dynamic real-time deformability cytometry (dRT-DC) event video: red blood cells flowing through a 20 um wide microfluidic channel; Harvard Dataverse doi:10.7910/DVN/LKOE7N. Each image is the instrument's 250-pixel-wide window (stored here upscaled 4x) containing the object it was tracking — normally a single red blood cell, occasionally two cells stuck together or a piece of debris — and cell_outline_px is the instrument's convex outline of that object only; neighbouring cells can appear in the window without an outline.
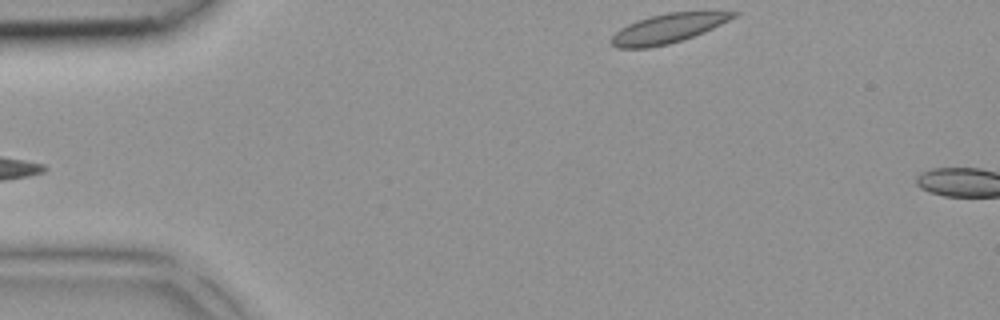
{"species": "common noctule bat (a hibernating species)", "species_latin": "Nyctalus noctula", "temperature_condition": "room temperature", "stored_images_in_passage": 3, "camera_frame_rate_fps": 3000, "um_per_image_px": 0.085, "animal": {"sex": "female", "body_mass_g": 18.4}, "frame": {"image": 1, "passage_image": 1, "time_ms": 0.0, "image_size_px": [1000, 320], "cell_outline_px": [[740, 12], [736, 16], [704, 32], [668, 44], [648, 48], [616, 48], [608, 40], [620, 28], [636, 20], [668, 12]], "centroid_in_image_um": [56.69, 2.43], "position_along_channel_um": 28.3, "area_um2": 20.46}}